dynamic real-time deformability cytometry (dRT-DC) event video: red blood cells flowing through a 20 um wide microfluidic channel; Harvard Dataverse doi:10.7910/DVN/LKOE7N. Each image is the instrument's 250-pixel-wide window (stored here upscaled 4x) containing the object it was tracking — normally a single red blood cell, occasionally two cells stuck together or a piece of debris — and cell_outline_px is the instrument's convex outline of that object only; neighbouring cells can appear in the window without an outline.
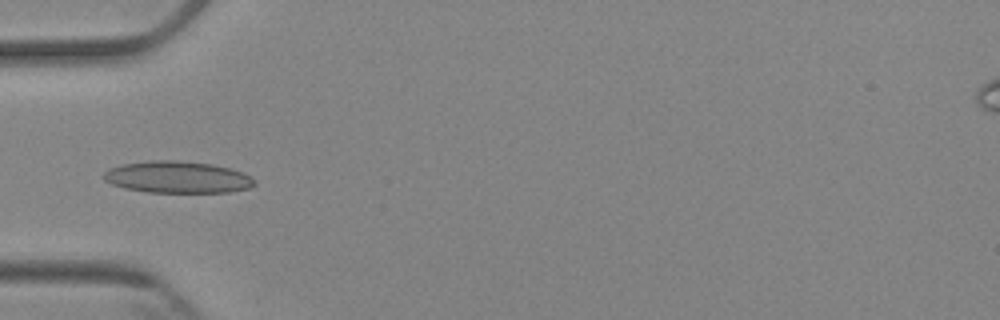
{"species": "Egyptian fruit bat (a non-hibernating species)", "species_latin": "Rousettus aegyptiacus", "temperature_condition": "cold", "stored_images_in_passage": 5, "camera_frame_rate_fps": 3000, "um_per_image_px": 0.085, "animal": {"sex": "female"}, "frame": {"image": 1, "passage_image": 5, "time_ms": 5.333, "image_size_px": [1000, 320], "cell_outline_px": [[256, 184], [248, 188], [228, 192], [148, 192], [124, 188], [112, 184], [104, 180], [104, 172], [108, 168], [120, 164], [152, 160], [176, 160], [212, 164], [232, 168], [244, 172], [252, 176], [256, 180]], "centroid_in_image_um": [15.1, 15.05], "position_along_channel_um": 69.9, "area_um2": 28.21}}